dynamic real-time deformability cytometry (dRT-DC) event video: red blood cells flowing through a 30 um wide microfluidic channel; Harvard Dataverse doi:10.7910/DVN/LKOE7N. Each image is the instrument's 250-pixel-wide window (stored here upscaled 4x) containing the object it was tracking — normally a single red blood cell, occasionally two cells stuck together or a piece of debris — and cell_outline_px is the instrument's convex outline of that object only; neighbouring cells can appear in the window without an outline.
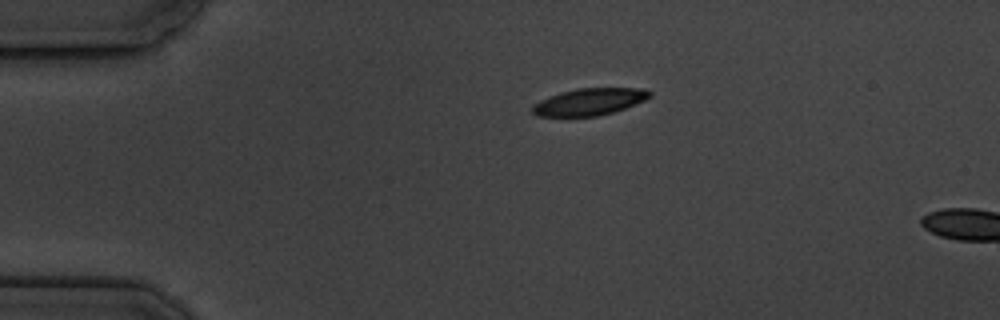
{"species": "common noctule bat (a hibernating species)", "species_latin": "Nyctalus noctula", "temperature_condition": "cold", "stored_images_in_passage": 2, "camera_frame_rate_fps": 3000, "um_per_image_px": 0.085, "animal": {"sex": "male", "body_mass_g": 19.5, "forearm_length_mm": 54.6}, "frame": {"image": 1, "passage_image": 1, "time_ms": 0.0, "image_size_px": [1000, 320], "cell_outline_px": [[652, 96], [644, 100], [624, 108], [612, 112], [596, 116], [536, 116], [532, 112], [532, 104], [540, 100], [560, 92], [576, 88], [636, 88], [652, 92]], "centroid_in_image_um": [50.05, 8.65], "position_along_channel_um": 34.9, "area_um2": 18.26}}